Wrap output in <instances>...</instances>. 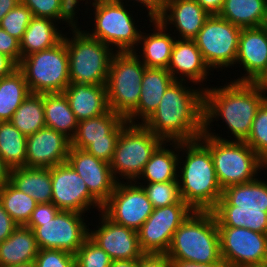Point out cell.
I'll return each mask as SVG.
<instances>
[{
    "label": "cell",
    "mask_w": 267,
    "mask_h": 267,
    "mask_svg": "<svg viewBox=\"0 0 267 267\" xmlns=\"http://www.w3.org/2000/svg\"><path fill=\"white\" fill-rule=\"evenodd\" d=\"M174 81L165 91L160 104L143 123L165 142L198 140L204 131V89Z\"/></svg>",
    "instance_id": "7a4b0ae2"
},
{
    "label": "cell",
    "mask_w": 267,
    "mask_h": 267,
    "mask_svg": "<svg viewBox=\"0 0 267 267\" xmlns=\"http://www.w3.org/2000/svg\"><path fill=\"white\" fill-rule=\"evenodd\" d=\"M85 214L60 210L53 219L28 221L39 249L64 250L75 254L89 236Z\"/></svg>",
    "instance_id": "4fadbf2b"
},
{
    "label": "cell",
    "mask_w": 267,
    "mask_h": 267,
    "mask_svg": "<svg viewBox=\"0 0 267 267\" xmlns=\"http://www.w3.org/2000/svg\"><path fill=\"white\" fill-rule=\"evenodd\" d=\"M241 28L267 25V0H224L218 14Z\"/></svg>",
    "instance_id": "1f68e13d"
},
{
    "label": "cell",
    "mask_w": 267,
    "mask_h": 267,
    "mask_svg": "<svg viewBox=\"0 0 267 267\" xmlns=\"http://www.w3.org/2000/svg\"><path fill=\"white\" fill-rule=\"evenodd\" d=\"M146 66L134 52H115L106 83L109 109L126 119L138 105Z\"/></svg>",
    "instance_id": "9c48e42d"
},
{
    "label": "cell",
    "mask_w": 267,
    "mask_h": 267,
    "mask_svg": "<svg viewBox=\"0 0 267 267\" xmlns=\"http://www.w3.org/2000/svg\"><path fill=\"white\" fill-rule=\"evenodd\" d=\"M21 2L28 7L33 17L50 18L58 23L64 21L71 28L79 25L77 14L69 7L66 0H21Z\"/></svg>",
    "instance_id": "74e56055"
},
{
    "label": "cell",
    "mask_w": 267,
    "mask_h": 267,
    "mask_svg": "<svg viewBox=\"0 0 267 267\" xmlns=\"http://www.w3.org/2000/svg\"><path fill=\"white\" fill-rule=\"evenodd\" d=\"M179 151L182 154L178 159L177 180L181 199L194 211H211L223 190L216 177L210 150L198 139L179 142Z\"/></svg>",
    "instance_id": "3957f363"
},
{
    "label": "cell",
    "mask_w": 267,
    "mask_h": 267,
    "mask_svg": "<svg viewBox=\"0 0 267 267\" xmlns=\"http://www.w3.org/2000/svg\"><path fill=\"white\" fill-rule=\"evenodd\" d=\"M262 84H263L264 88H265L266 91H267V77H266V79L262 82Z\"/></svg>",
    "instance_id": "91938a15"
},
{
    "label": "cell",
    "mask_w": 267,
    "mask_h": 267,
    "mask_svg": "<svg viewBox=\"0 0 267 267\" xmlns=\"http://www.w3.org/2000/svg\"><path fill=\"white\" fill-rule=\"evenodd\" d=\"M125 6L130 5L112 0H104L93 5V14L90 15L94 17V28L84 31L116 52H138L141 30L137 28L134 16L130 13L133 11L128 12Z\"/></svg>",
    "instance_id": "ba28073f"
},
{
    "label": "cell",
    "mask_w": 267,
    "mask_h": 267,
    "mask_svg": "<svg viewBox=\"0 0 267 267\" xmlns=\"http://www.w3.org/2000/svg\"><path fill=\"white\" fill-rule=\"evenodd\" d=\"M58 24L50 18L33 17L20 40L21 59L57 45L64 36Z\"/></svg>",
    "instance_id": "f546056e"
},
{
    "label": "cell",
    "mask_w": 267,
    "mask_h": 267,
    "mask_svg": "<svg viewBox=\"0 0 267 267\" xmlns=\"http://www.w3.org/2000/svg\"><path fill=\"white\" fill-rule=\"evenodd\" d=\"M43 105L46 127L63 133L71 140L75 136L79 121L64 93H44Z\"/></svg>",
    "instance_id": "d6a6232c"
},
{
    "label": "cell",
    "mask_w": 267,
    "mask_h": 267,
    "mask_svg": "<svg viewBox=\"0 0 267 267\" xmlns=\"http://www.w3.org/2000/svg\"><path fill=\"white\" fill-rule=\"evenodd\" d=\"M174 81L167 69L146 67L142 78L138 105L126 118L128 123L143 124L157 109L165 91Z\"/></svg>",
    "instance_id": "d4e9b609"
},
{
    "label": "cell",
    "mask_w": 267,
    "mask_h": 267,
    "mask_svg": "<svg viewBox=\"0 0 267 267\" xmlns=\"http://www.w3.org/2000/svg\"><path fill=\"white\" fill-rule=\"evenodd\" d=\"M70 146L68 137L45 126L27 136L25 167L51 168L65 163Z\"/></svg>",
    "instance_id": "7402d4cb"
},
{
    "label": "cell",
    "mask_w": 267,
    "mask_h": 267,
    "mask_svg": "<svg viewBox=\"0 0 267 267\" xmlns=\"http://www.w3.org/2000/svg\"><path fill=\"white\" fill-rule=\"evenodd\" d=\"M154 207L141 185L135 181L117 182L109 199L103 204L102 212L112 221L138 231Z\"/></svg>",
    "instance_id": "2e32d148"
},
{
    "label": "cell",
    "mask_w": 267,
    "mask_h": 267,
    "mask_svg": "<svg viewBox=\"0 0 267 267\" xmlns=\"http://www.w3.org/2000/svg\"><path fill=\"white\" fill-rule=\"evenodd\" d=\"M235 64L245 71L236 82H263L267 77V25L242 28Z\"/></svg>",
    "instance_id": "ffe728a7"
},
{
    "label": "cell",
    "mask_w": 267,
    "mask_h": 267,
    "mask_svg": "<svg viewBox=\"0 0 267 267\" xmlns=\"http://www.w3.org/2000/svg\"><path fill=\"white\" fill-rule=\"evenodd\" d=\"M209 16L195 0H163L162 11L157 19L166 28L171 27V31L172 27L176 28L172 33L177 31L176 38L193 40Z\"/></svg>",
    "instance_id": "603a6c76"
},
{
    "label": "cell",
    "mask_w": 267,
    "mask_h": 267,
    "mask_svg": "<svg viewBox=\"0 0 267 267\" xmlns=\"http://www.w3.org/2000/svg\"><path fill=\"white\" fill-rule=\"evenodd\" d=\"M79 25L64 34L69 57L70 83L106 85L110 61L115 51L100 40L90 37Z\"/></svg>",
    "instance_id": "52a82bcc"
},
{
    "label": "cell",
    "mask_w": 267,
    "mask_h": 267,
    "mask_svg": "<svg viewBox=\"0 0 267 267\" xmlns=\"http://www.w3.org/2000/svg\"><path fill=\"white\" fill-rule=\"evenodd\" d=\"M20 2L21 0H0V22L1 19Z\"/></svg>",
    "instance_id": "f5cc1de1"
},
{
    "label": "cell",
    "mask_w": 267,
    "mask_h": 267,
    "mask_svg": "<svg viewBox=\"0 0 267 267\" xmlns=\"http://www.w3.org/2000/svg\"><path fill=\"white\" fill-rule=\"evenodd\" d=\"M74 256L77 267H110L113 261L89 236Z\"/></svg>",
    "instance_id": "60d3db41"
},
{
    "label": "cell",
    "mask_w": 267,
    "mask_h": 267,
    "mask_svg": "<svg viewBox=\"0 0 267 267\" xmlns=\"http://www.w3.org/2000/svg\"><path fill=\"white\" fill-rule=\"evenodd\" d=\"M149 22L153 23L151 26L154 28L150 30L151 33L141 32L138 43V50L141 45L140 55L137 52L134 53L147 68L167 69L176 37L170 34L169 28H166L158 19H151Z\"/></svg>",
    "instance_id": "484cf974"
},
{
    "label": "cell",
    "mask_w": 267,
    "mask_h": 267,
    "mask_svg": "<svg viewBox=\"0 0 267 267\" xmlns=\"http://www.w3.org/2000/svg\"><path fill=\"white\" fill-rule=\"evenodd\" d=\"M67 162L81 176L89 192L103 205L117 184L110 163L96 158L84 149L71 146Z\"/></svg>",
    "instance_id": "44dd1931"
},
{
    "label": "cell",
    "mask_w": 267,
    "mask_h": 267,
    "mask_svg": "<svg viewBox=\"0 0 267 267\" xmlns=\"http://www.w3.org/2000/svg\"><path fill=\"white\" fill-rule=\"evenodd\" d=\"M245 142L267 164V99L258 109Z\"/></svg>",
    "instance_id": "ab89813d"
},
{
    "label": "cell",
    "mask_w": 267,
    "mask_h": 267,
    "mask_svg": "<svg viewBox=\"0 0 267 267\" xmlns=\"http://www.w3.org/2000/svg\"><path fill=\"white\" fill-rule=\"evenodd\" d=\"M52 200L59 210L85 214L92 208L102 211V204L89 192L86 183L68 163L51 167Z\"/></svg>",
    "instance_id": "ac0fdd59"
},
{
    "label": "cell",
    "mask_w": 267,
    "mask_h": 267,
    "mask_svg": "<svg viewBox=\"0 0 267 267\" xmlns=\"http://www.w3.org/2000/svg\"><path fill=\"white\" fill-rule=\"evenodd\" d=\"M248 267H267V263L260 264V265H252V266H248Z\"/></svg>",
    "instance_id": "680465c9"
},
{
    "label": "cell",
    "mask_w": 267,
    "mask_h": 267,
    "mask_svg": "<svg viewBox=\"0 0 267 267\" xmlns=\"http://www.w3.org/2000/svg\"><path fill=\"white\" fill-rule=\"evenodd\" d=\"M37 267H77L74 254L55 249H39L34 260Z\"/></svg>",
    "instance_id": "7bdbcfd3"
},
{
    "label": "cell",
    "mask_w": 267,
    "mask_h": 267,
    "mask_svg": "<svg viewBox=\"0 0 267 267\" xmlns=\"http://www.w3.org/2000/svg\"><path fill=\"white\" fill-rule=\"evenodd\" d=\"M31 91L22 71L17 68L0 79V122L9 121Z\"/></svg>",
    "instance_id": "836d02e7"
},
{
    "label": "cell",
    "mask_w": 267,
    "mask_h": 267,
    "mask_svg": "<svg viewBox=\"0 0 267 267\" xmlns=\"http://www.w3.org/2000/svg\"><path fill=\"white\" fill-rule=\"evenodd\" d=\"M128 123L111 109L97 117L78 122L71 147L84 149L91 155L111 162L121 129Z\"/></svg>",
    "instance_id": "5bb4252c"
},
{
    "label": "cell",
    "mask_w": 267,
    "mask_h": 267,
    "mask_svg": "<svg viewBox=\"0 0 267 267\" xmlns=\"http://www.w3.org/2000/svg\"><path fill=\"white\" fill-rule=\"evenodd\" d=\"M211 212L218 227H243L267 234V181L258 177L225 188Z\"/></svg>",
    "instance_id": "277c9868"
},
{
    "label": "cell",
    "mask_w": 267,
    "mask_h": 267,
    "mask_svg": "<svg viewBox=\"0 0 267 267\" xmlns=\"http://www.w3.org/2000/svg\"><path fill=\"white\" fill-rule=\"evenodd\" d=\"M120 3H127L126 0L123 2V0H112ZM131 2L134 1L133 3L137 2L138 4L140 3L143 7H146V10L148 11L147 17L149 20L151 19H157L162 11V5H163V0H130ZM129 3V0H128Z\"/></svg>",
    "instance_id": "c3c4849f"
},
{
    "label": "cell",
    "mask_w": 267,
    "mask_h": 267,
    "mask_svg": "<svg viewBox=\"0 0 267 267\" xmlns=\"http://www.w3.org/2000/svg\"><path fill=\"white\" fill-rule=\"evenodd\" d=\"M10 182L37 203H49L52 200L51 168H13Z\"/></svg>",
    "instance_id": "4dcf8cb0"
},
{
    "label": "cell",
    "mask_w": 267,
    "mask_h": 267,
    "mask_svg": "<svg viewBox=\"0 0 267 267\" xmlns=\"http://www.w3.org/2000/svg\"><path fill=\"white\" fill-rule=\"evenodd\" d=\"M26 144L27 136L10 121L0 122V156L11 169L25 166Z\"/></svg>",
    "instance_id": "d590c367"
},
{
    "label": "cell",
    "mask_w": 267,
    "mask_h": 267,
    "mask_svg": "<svg viewBox=\"0 0 267 267\" xmlns=\"http://www.w3.org/2000/svg\"><path fill=\"white\" fill-rule=\"evenodd\" d=\"M222 260L228 267L267 263V234L243 227H218Z\"/></svg>",
    "instance_id": "e0dca14e"
},
{
    "label": "cell",
    "mask_w": 267,
    "mask_h": 267,
    "mask_svg": "<svg viewBox=\"0 0 267 267\" xmlns=\"http://www.w3.org/2000/svg\"><path fill=\"white\" fill-rule=\"evenodd\" d=\"M18 68L31 93H63L70 84L69 57L63 39L51 48L22 58Z\"/></svg>",
    "instance_id": "8fae6325"
},
{
    "label": "cell",
    "mask_w": 267,
    "mask_h": 267,
    "mask_svg": "<svg viewBox=\"0 0 267 267\" xmlns=\"http://www.w3.org/2000/svg\"><path fill=\"white\" fill-rule=\"evenodd\" d=\"M39 247L31 228L20 225L0 243V267L34 261Z\"/></svg>",
    "instance_id": "f1b7e54d"
},
{
    "label": "cell",
    "mask_w": 267,
    "mask_h": 267,
    "mask_svg": "<svg viewBox=\"0 0 267 267\" xmlns=\"http://www.w3.org/2000/svg\"><path fill=\"white\" fill-rule=\"evenodd\" d=\"M135 182L142 186L154 208L176 204L181 200L178 181L163 183Z\"/></svg>",
    "instance_id": "f35d334b"
},
{
    "label": "cell",
    "mask_w": 267,
    "mask_h": 267,
    "mask_svg": "<svg viewBox=\"0 0 267 267\" xmlns=\"http://www.w3.org/2000/svg\"><path fill=\"white\" fill-rule=\"evenodd\" d=\"M266 99L267 91L262 82L230 81L219 87L206 86L203 133L224 141H245L255 115ZM220 118L229 129L227 133H231L234 139L222 138L220 133L211 132L212 122Z\"/></svg>",
    "instance_id": "6da1fadb"
},
{
    "label": "cell",
    "mask_w": 267,
    "mask_h": 267,
    "mask_svg": "<svg viewBox=\"0 0 267 267\" xmlns=\"http://www.w3.org/2000/svg\"><path fill=\"white\" fill-rule=\"evenodd\" d=\"M66 1L68 3L69 7L76 14L77 11H78V13H79V10L81 11V9L79 7V4L81 3L80 1H85V6H86V4H89V2H90L89 5L93 6V5L98 4L99 2L104 1V0H89V2H88V0H66Z\"/></svg>",
    "instance_id": "11a10c76"
},
{
    "label": "cell",
    "mask_w": 267,
    "mask_h": 267,
    "mask_svg": "<svg viewBox=\"0 0 267 267\" xmlns=\"http://www.w3.org/2000/svg\"><path fill=\"white\" fill-rule=\"evenodd\" d=\"M110 267H138V260H113Z\"/></svg>",
    "instance_id": "9f6ffc18"
},
{
    "label": "cell",
    "mask_w": 267,
    "mask_h": 267,
    "mask_svg": "<svg viewBox=\"0 0 267 267\" xmlns=\"http://www.w3.org/2000/svg\"><path fill=\"white\" fill-rule=\"evenodd\" d=\"M173 267H228L224 261H219L217 263H196L183 260H172Z\"/></svg>",
    "instance_id": "816d5d0a"
},
{
    "label": "cell",
    "mask_w": 267,
    "mask_h": 267,
    "mask_svg": "<svg viewBox=\"0 0 267 267\" xmlns=\"http://www.w3.org/2000/svg\"><path fill=\"white\" fill-rule=\"evenodd\" d=\"M0 53L10 57L17 65L21 62L20 41L0 27Z\"/></svg>",
    "instance_id": "ee69618b"
},
{
    "label": "cell",
    "mask_w": 267,
    "mask_h": 267,
    "mask_svg": "<svg viewBox=\"0 0 267 267\" xmlns=\"http://www.w3.org/2000/svg\"><path fill=\"white\" fill-rule=\"evenodd\" d=\"M138 267H173L166 254H144L138 260Z\"/></svg>",
    "instance_id": "bcb514c9"
},
{
    "label": "cell",
    "mask_w": 267,
    "mask_h": 267,
    "mask_svg": "<svg viewBox=\"0 0 267 267\" xmlns=\"http://www.w3.org/2000/svg\"><path fill=\"white\" fill-rule=\"evenodd\" d=\"M98 215V228H94L95 231L89 228V237L112 260H139L144 255L139 247L137 231L115 223L102 211Z\"/></svg>",
    "instance_id": "d6986e66"
},
{
    "label": "cell",
    "mask_w": 267,
    "mask_h": 267,
    "mask_svg": "<svg viewBox=\"0 0 267 267\" xmlns=\"http://www.w3.org/2000/svg\"><path fill=\"white\" fill-rule=\"evenodd\" d=\"M199 140L210 150L222 190L251 182L267 168V164L245 141H224L204 133Z\"/></svg>",
    "instance_id": "8992f818"
},
{
    "label": "cell",
    "mask_w": 267,
    "mask_h": 267,
    "mask_svg": "<svg viewBox=\"0 0 267 267\" xmlns=\"http://www.w3.org/2000/svg\"><path fill=\"white\" fill-rule=\"evenodd\" d=\"M7 267H37L34 261L23 263V264H17V265H11Z\"/></svg>",
    "instance_id": "6f0895ef"
},
{
    "label": "cell",
    "mask_w": 267,
    "mask_h": 267,
    "mask_svg": "<svg viewBox=\"0 0 267 267\" xmlns=\"http://www.w3.org/2000/svg\"><path fill=\"white\" fill-rule=\"evenodd\" d=\"M32 18V12L20 2L1 19L0 27L20 41Z\"/></svg>",
    "instance_id": "b9f144b4"
},
{
    "label": "cell",
    "mask_w": 267,
    "mask_h": 267,
    "mask_svg": "<svg viewBox=\"0 0 267 267\" xmlns=\"http://www.w3.org/2000/svg\"><path fill=\"white\" fill-rule=\"evenodd\" d=\"M171 145V149L167 147ZM167 147V148H166ZM179 142L163 141L152 153L150 160L145 164L142 174L137 180L142 183H163L178 181Z\"/></svg>",
    "instance_id": "83f0119b"
},
{
    "label": "cell",
    "mask_w": 267,
    "mask_h": 267,
    "mask_svg": "<svg viewBox=\"0 0 267 267\" xmlns=\"http://www.w3.org/2000/svg\"><path fill=\"white\" fill-rule=\"evenodd\" d=\"M193 212L182 199L176 204L154 208L137 231L141 251L144 254H166L173 234Z\"/></svg>",
    "instance_id": "9a60e30c"
},
{
    "label": "cell",
    "mask_w": 267,
    "mask_h": 267,
    "mask_svg": "<svg viewBox=\"0 0 267 267\" xmlns=\"http://www.w3.org/2000/svg\"><path fill=\"white\" fill-rule=\"evenodd\" d=\"M60 210L51 202L37 203L29 221H46L53 219Z\"/></svg>",
    "instance_id": "f6af8a7d"
},
{
    "label": "cell",
    "mask_w": 267,
    "mask_h": 267,
    "mask_svg": "<svg viewBox=\"0 0 267 267\" xmlns=\"http://www.w3.org/2000/svg\"><path fill=\"white\" fill-rule=\"evenodd\" d=\"M78 121L108 112L106 85L70 83L63 91Z\"/></svg>",
    "instance_id": "4316f807"
},
{
    "label": "cell",
    "mask_w": 267,
    "mask_h": 267,
    "mask_svg": "<svg viewBox=\"0 0 267 267\" xmlns=\"http://www.w3.org/2000/svg\"><path fill=\"white\" fill-rule=\"evenodd\" d=\"M241 27L219 15H210L193 39L203 59L212 70L235 65Z\"/></svg>",
    "instance_id": "7c38bea8"
},
{
    "label": "cell",
    "mask_w": 267,
    "mask_h": 267,
    "mask_svg": "<svg viewBox=\"0 0 267 267\" xmlns=\"http://www.w3.org/2000/svg\"><path fill=\"white\" fill-rule=\"evenodd\" d=\"M25 136L46 126L43 94L30 93L9 120Z\"/></svg>",
    "instance_id": "e575fe53"
},
{
    "label": "cell",
    "mask_w": 267,
    "mask_h": 267,
    "mask_svg": "<svg viewBox=\"0 0 267 267\" xmlns=\"http://www.w3.org/2000/svg\"><path fill=\"white\" fill-rule=\"evenodd\" d=\"M162 142L143 124L127 123L121 129L110 162L115 180L121 182L124 178L126 182L137 181L152 153Z\"/></svg>",
    "instance_id": "30bf717a"
},
{
    "label": "cell",
    "mask_w": 267,
    "mask_h": 267,
    "mask_svg": "<svg viewBox=\"0 0 267 267\" xmlns=\"http://www.w3.org/2000/svg\"><path fill=\"white\" fill-rule=\"evenodd\" d=\"M11 168L4 162L0 156V188L10 181Z\"/></svg>",
    "instance_id": "db71d44e"
},
{
    "label": "cell",
    "mask_w": 267,
    "mask_h": 267,
    "mask_svg": "<svg viewBox=\"0 0 267 267\" xmlns=\"http://www.w3.org/2000/svg\"><path fill=\"white\" fill-rule=\"evenodd\" d=\"M0 202L19 226L28 223L37 205L33 197L20 191L10 181L0 188Z\"/></svg>",
    "instance_id": "8d00e7d4"
},
{
    "label": "cell",
    "mask_w": 267,
    "mask_h": 267,
    "mask_svg": "<svg viewBox=\"0 0 267 267\" xmlns=\"http://www.w3.org/2000/svg\"><path fill=\"white\" fill-rule=\"evenodd\" d=\"M209 15H218L224 0H195Z\"/></svg>",
    "instance_id": "681fc988"
},
{
    "label": "cell",
    "mask_w": 267,
    "mask_h": 267,
    "mask_svg": "<svg viewBox=\"0 0 267 267\" xmlns=\"http://www.w3.org/2000/svg\"><path fill=\"white\" fill-rule=\"evenodd\" d=\"M167 70L175 81L192 82L193 85L202 86L211 69L204 61L194 40L176 38Z\"/></svg>",
    "instance_id": "cb8c5ba5"
},
{
    "label": "cell",
    "mask_w": 267,
    "mask_h": 267,
    "mask_svg": "<svg viewBox=\"0 0 267 267\" xmlns=\"http://www.w3.org/2000/svg\"><path fill=\"white\" fill-rule=\"evenodd\" d=\"M18 226L0 202V243L6 240Z\"/></svg>",
    "instance_id": "7dc6e473"
},
{
    "label": "cell",
    "mask_w": 267,
    "mask_h": 267,
    "mask_svg": "<svg viewBox=\"0 0 267 267\" xmlns=\"http://www.w3.org/2000/svg\"><path fill=\"white\" fill-rule=\"evenodd\" d=\"M171 260L217 263L222 260L217 221L211 211H194L173 234Z\"/></svg>",
    "instance_id": "5b68a950"
},
{
    "label": "cell",
    "mask_w": 267,
    "mask_h": 267,
    "mask_svg": "<svg viewBox=\"0 0 267 267\" xmlns=\"http://www.w3.org/2000/svg\"><path fill=\"white\" fill-rule=\"evenodd\" d=\"M18 65L8 56L0 53V79L11 74Z\"/></svg>",
    "instance_id": "f907efd6"
}]
</instances>
